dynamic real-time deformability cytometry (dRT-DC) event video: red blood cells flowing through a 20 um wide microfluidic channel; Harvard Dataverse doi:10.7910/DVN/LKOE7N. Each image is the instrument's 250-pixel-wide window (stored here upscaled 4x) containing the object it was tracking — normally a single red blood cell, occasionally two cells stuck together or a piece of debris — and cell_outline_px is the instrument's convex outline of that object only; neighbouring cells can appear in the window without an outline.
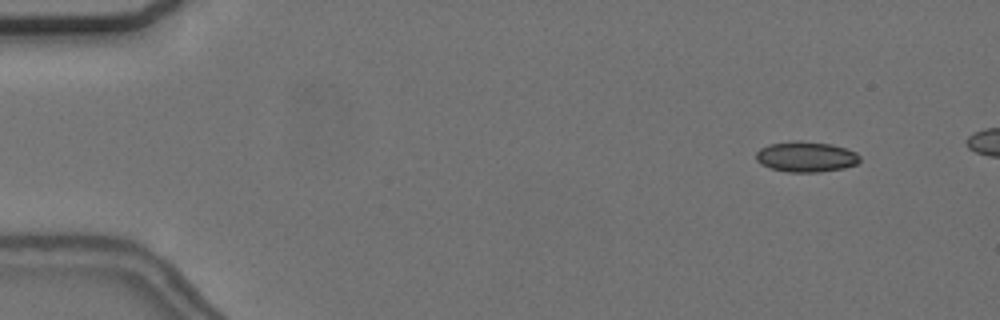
{"species": "common noctule bat (a hibernating species)", "species_latin": "Nyctalus noctula", "temperature_condition": "cold", "stored_images_in_passage": 18, "camera_frame_rate_fps": 3000, "um_per_image_px": 0.085, "animal": {"sex": "female", "body_mass_g": 24.6, "forearm_length_mm": 56.2}, "frame": {"image": 1, "passage_image": 6, "time_ms": 1.667, "image_size_px": [1000, 320], "cell_outline_px": [[860, 160], [856, 164], [844, 168], [820, 172], [788, 172], [768, 168], [760, 164], [756, 160], [756, 152], [760, 148], [768, 144], [792, 140], [800, 140], [832, 144], [856, 152], [860, 156]], "centroid_in_image_um": [68.48, 13.32], "position_along_channel_um": 16.5, "area_um2": 18.73}}